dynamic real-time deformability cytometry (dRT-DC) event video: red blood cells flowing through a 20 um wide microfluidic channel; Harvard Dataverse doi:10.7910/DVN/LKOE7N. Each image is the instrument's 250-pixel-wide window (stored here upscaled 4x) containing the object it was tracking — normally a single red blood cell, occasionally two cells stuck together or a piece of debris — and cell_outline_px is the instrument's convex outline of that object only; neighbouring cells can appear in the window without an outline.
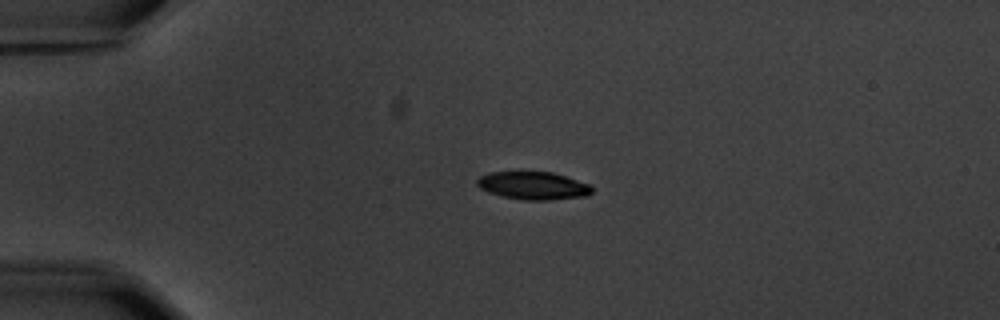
{"species": "common noctule bat (a hibernating species)", "species_latin": "Nyctalus noctula", "temperature_condition": "warm", "stored_images_in_passage": 3, "camera_frame_rate_fps": 3000, "um_per_image_px": 0.085, "animal": {"sex": "male", "body_mass_g": 20.1, "forearm_length_mm": 53.5}, "frame": {"image": 1, "passage_image": 2, "time_ms": 1.333, "image_size_px": [1000, 320], "cell_outline_px": [[592, 192], [588, 196], [548, 200], [524, 200], [504, 196], [488, 192], [480, 188], [476, 184], [476, 180], [480, 176], [488, 172], [520, 168], [552, 172], [592, 184]], "centroid_in_image_um": [45.29, 15.72], "position_along_channel_um": 39.7, "area_um2": 19.65}}